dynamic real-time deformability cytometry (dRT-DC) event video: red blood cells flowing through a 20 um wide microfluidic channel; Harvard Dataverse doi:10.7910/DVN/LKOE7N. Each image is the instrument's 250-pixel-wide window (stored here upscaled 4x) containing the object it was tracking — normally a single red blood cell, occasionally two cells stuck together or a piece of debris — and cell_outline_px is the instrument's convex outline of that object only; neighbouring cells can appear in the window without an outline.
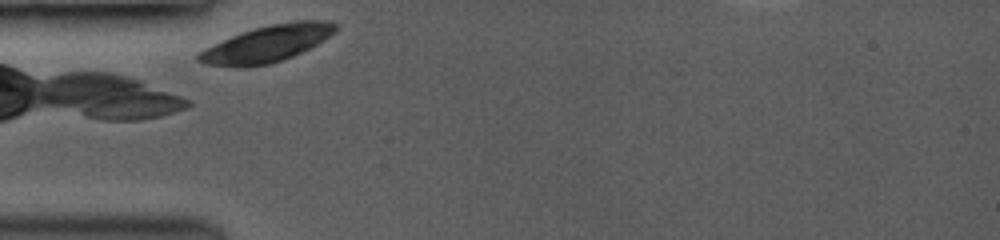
{"species": "common noctule bat (a hibernating species)", "species_latin": "Nyctalus noctula", "temperature_condition": "room temperature", "stored_images_in_passage": 4, "camera_frame_rate_fps": 3000, "um_per_image_px": 0.085, "animal": {"sex": "female", "body_mass_g": 19.0, "forearm_length_mm": 53.3}, "frame": {"image": 1, "passage_image": 3, "time_ms": 2.333, "image_size_px": [1000, 240], "cell_outline_px": [[336, 28], [324, 40], [292, 56], [268, 64], [244, 68], [240, 68], [204, 64], [196, 60], [196, 52], [212, 44], [232, 36], [256, 28], [272, 24], [292, 20], [324, 20], [336, 24]], "centroid_in_image_um": [22.61, 3.73], "position_along_channel_um": 62.4, "area_um2": 29.02}}